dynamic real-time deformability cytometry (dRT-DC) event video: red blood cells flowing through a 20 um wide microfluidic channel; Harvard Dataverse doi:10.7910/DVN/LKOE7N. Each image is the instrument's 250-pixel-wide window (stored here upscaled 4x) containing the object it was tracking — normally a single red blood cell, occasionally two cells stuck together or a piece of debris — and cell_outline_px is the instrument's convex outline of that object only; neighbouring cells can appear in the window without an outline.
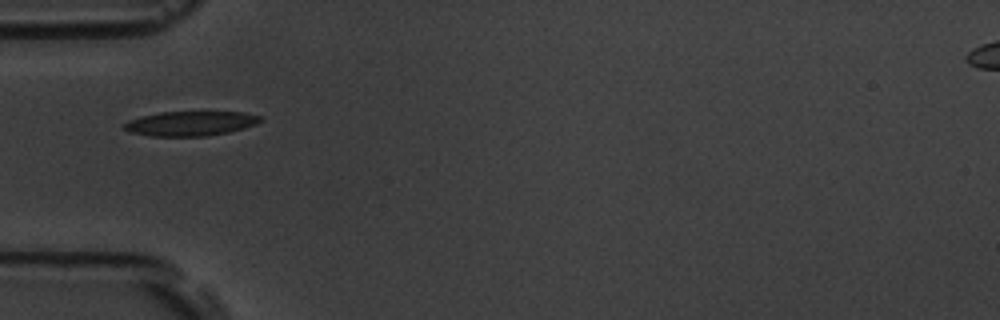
{"species": "common noctule bat (a hibernating species)", "species_latin": "Nyctalus noctula", "temperature_condition": "room temperature", "stored_images_in_passage": 39, "camera_frame_rate_fps": 3000, "um_per_image_px": 0.085, "animal": {"sex": "male", "body_mass_g": 19.5, "forearm_length_mm": 54.6}, "frame": {"image": 1, "passage_image": 1, "time_ms": 0.0, "image_size_px": [1000, 320], "cell_outline_px": [[264, 120], [256, 124], [244, 128], [228, 132], [208, 136], [152, 136], [128, 132], [120, 124], [128, 120], [140, 116], [160, 112], [244, 112], [264, 116]], "centroid_in_image_um": [16.19, 10.49], "position_along_channel_um": 68.8, "area_um2": 19.83}}
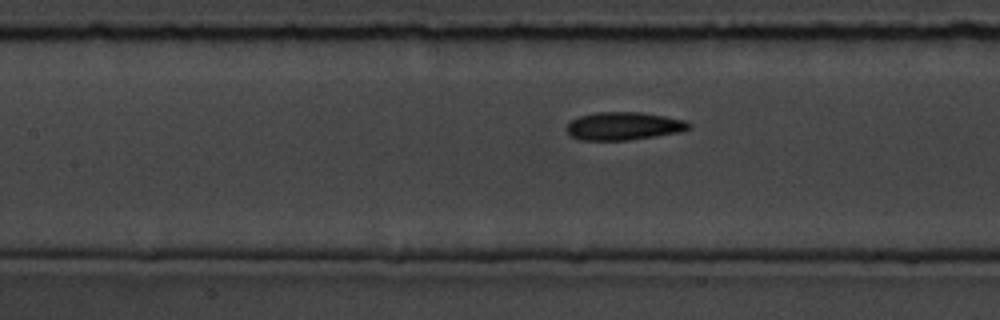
{"frame": {"image": 2, "passage_image": 8, "time_ms": 2.333, "image_size_px": [1000, 320], "cell_outline_px": [[692, 128], [680, 132], [628, 140], [580, 140], [572, 136], [564, 128], [572, 120], [580, 116], [596, 112], [640, 112], [664, 116], [684, 120], [692, 124]], "centroid_in_image_um": [53.02, 10.71], "position_along_channel_um": 154.4, "area_um2": 19.88}}
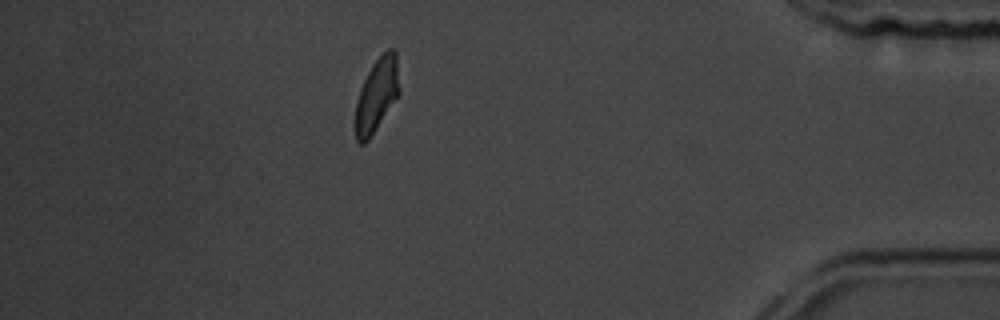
{"frame": {"image": 3, "passage_image": 32, "time_ms": 10.333, "image_size_px": [1000, 320], "cell_outline_px": [[400, 96], [368, 140], [364, 144], [360, 144], [356, 140], [356, 100], [360, 88], [372, 64], [388, 48], [392, 48], [396, 52], [400, 88]], "centroid_in_image_um": [32.05, 8.07], "position_along_channel_um": 403.1, "area_um2": 19.02}, "authors_computed_cell_mechanics": {"area_um2": 19.4208, "velocity_mm_per_s": 3.6647, "shape_relaxation_time_tau1_ms": 4.1018, "shape_relaxation_time_tau2_ms": 3.0348, "deformation_change_tau1": 0.1363, "deformation_change_tau2": 0.1009}}